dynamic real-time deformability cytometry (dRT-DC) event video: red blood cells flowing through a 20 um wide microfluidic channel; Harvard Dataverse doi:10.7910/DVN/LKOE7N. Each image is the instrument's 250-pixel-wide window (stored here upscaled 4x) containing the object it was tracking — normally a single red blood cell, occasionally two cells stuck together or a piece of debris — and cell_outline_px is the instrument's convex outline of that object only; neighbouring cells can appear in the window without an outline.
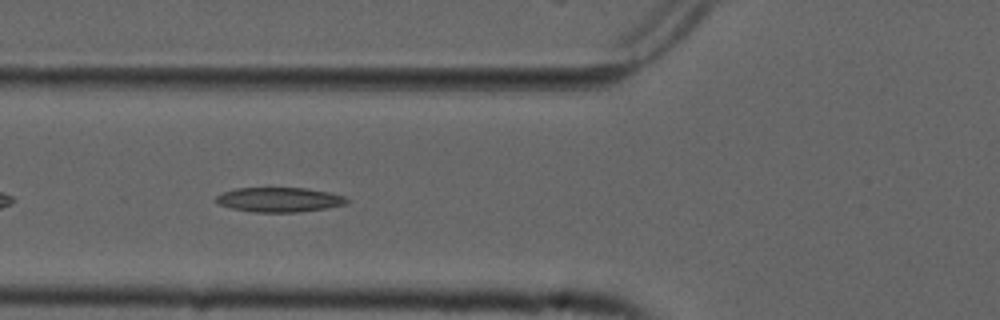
{"species": "common noctule bat (a hibernating species)", "species_latin": "Nyctalus noctula", "temperature_condition": "cold", "stored_images_in_passage": 8, "camera_frame_rate_fps": 3000, "um_per_image_px": 0.085, "animal": {"sex": "male", "forearm_length_mm": 52.5}, "frame": {"image": 1, "passage_image": 5, "time_ms": 1.333, "image_size_px": [1000, 320], "cell_outline_px": [[348, 204], [328, 208], [300, 212], [256, 212], [232, 208], [220, 204], [216, 200], [216, 196], [224, 192], [236, 188], [304, 188], [328, 192], [344, 196], [348, 200]], "centroid_in_image_um": [23.78, 16.97], "position_along_channel_um": 102.0, "area_um2": 18.61}}
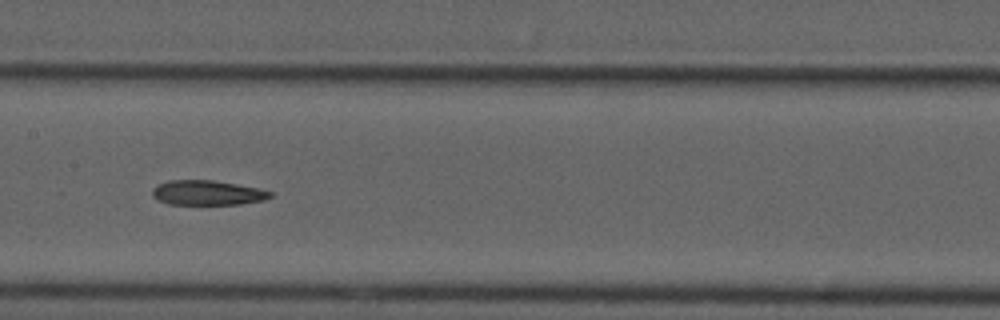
{"frame": {"image": 2, "passage_image": 7, "time_ms": 2.0, "image_size_px": [1000, 320], "cell_outline_px": [[272, 196], [264, 200], [240, 204], [168, 204], [152, 196], [152, 188], [156, 184], [168, 180], [212, 180], [260, 188], [272, 192]], "centroid_in_image_um": [17.61, 16.38], "position_along_channel_um": 189.8, "area_um2": 17.05}}
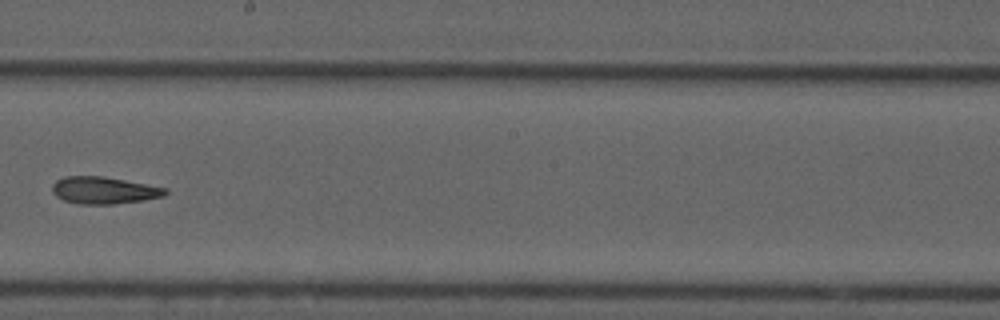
{"frame": {"image": 3, "passage_image": 8, "time_ms": 2.333, "image_size_px": [1000, 320], "cell_outline_px": [[168, 192], [164, 196], [144, 200], [116, 204], [76, 204], [64, 200], [56, 196], [52, 192], [52, 184], [56, 180], [64, 176], [104, 176], [168, 188]], "centroid_in_image_um": [8.83, 16.18], "position_along_channel_um": 239.4, "area_um2": 18.03}}